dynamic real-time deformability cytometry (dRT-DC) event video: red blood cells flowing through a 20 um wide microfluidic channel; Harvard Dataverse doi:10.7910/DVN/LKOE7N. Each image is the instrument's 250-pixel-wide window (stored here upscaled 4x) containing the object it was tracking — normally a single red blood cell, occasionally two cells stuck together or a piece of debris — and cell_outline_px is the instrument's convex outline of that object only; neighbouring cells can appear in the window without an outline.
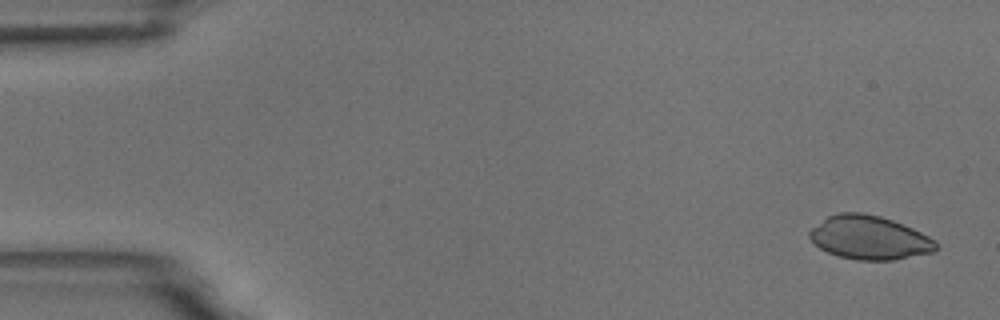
{"species": "common noctule bat (a hibernating species)", "species_latin": "Nyctalus noctula", "temperature_condition": "room temperature", "stored_images_in_passage": 8, "camera_frame_rate_fps": 3000, "um_per_image_px": 0.085, "animal": {"sex": "male", "body_mass_g": 18.8}, "frame": {"image": 1, "passage_image": 1, "time_ms": 0.0, "image_size_px": [1000, 320], "cell_outline_px": [[936, 248], [932, 252], [896, 260], [856, 260], [840, 256], [828, 252], [820, 248], [808, 236], [808, 232], [812, 228], [828, 216], [836, 212], [864, 212], [880, 216], [892, 220], [912, 228], [928, 236], [936, 244]], "centroid_in_image_um": [73.87, 20.19], "position_along_channel_um": 11.1, "area_um2": 31.96}}